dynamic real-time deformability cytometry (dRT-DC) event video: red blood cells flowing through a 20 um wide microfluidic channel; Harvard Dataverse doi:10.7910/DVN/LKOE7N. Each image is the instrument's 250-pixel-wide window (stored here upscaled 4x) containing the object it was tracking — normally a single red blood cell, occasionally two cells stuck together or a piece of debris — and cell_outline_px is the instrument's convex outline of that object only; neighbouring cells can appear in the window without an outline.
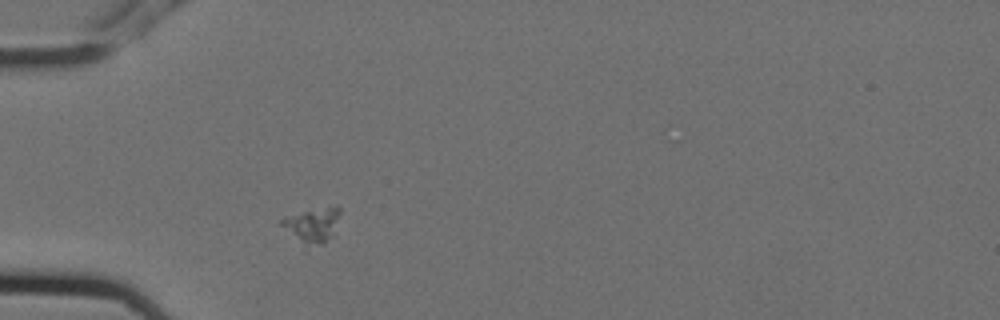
{"species": "Egyptian fruit bat (a non-hibernating species)", "species_latin": "Rousettus aegyptiacus", "temperature_condition": "cold", "stored_images_in_passage": 1, "camera_frame_rate_fps": 3000, "um_per_image_px": 0.085, "animal": {"sex": "female"}, "frame": {"image": 1, "passage_image": 1, "time_ms": 0.0, "image_size_px": [1000, 320], "cell_outline_px": [[340, 212], [336, 236], [324, 244], [304, 252], [280, 224], [280, 220], [284, 216], [304, 212], [328, 208], [340, 208]], "centroid_in_image_um": [26.53, 19.31], "position_along_channel_um": 58.5, "area_um2": 12.72}}